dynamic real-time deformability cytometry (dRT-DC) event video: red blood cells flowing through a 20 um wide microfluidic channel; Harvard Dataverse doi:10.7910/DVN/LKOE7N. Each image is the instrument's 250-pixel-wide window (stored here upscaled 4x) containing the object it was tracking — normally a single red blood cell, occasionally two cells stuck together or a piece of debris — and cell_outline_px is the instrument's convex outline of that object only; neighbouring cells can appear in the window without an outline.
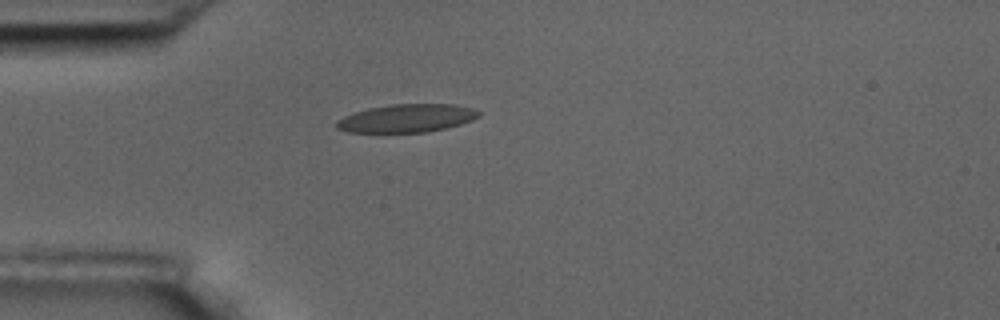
{"species": "common noctule bat (a hibernating species)", "species_latin": "Nyctalus noctula", "temperature_condition": "room temperature", "stored_images_in_passage": 1, "camera_frame_rate_fps": 3000, "um_per_image_px": 0.085, "animal": {"sex": "male", "body_mass_g": 17.5, "forearm_length_mm": 52.3}, "frame": {"image": 1, "passage_image": 1, "time_ms": 0.0, "image_size_px": [1000, 320], "cell_outline_px": [[480, 116], [472, 120], [460, 124], [444, 128], [424, 132], [348, 132], [336, 128], [336, 120], [344, 116], [368, 108], [392, 104], [456, 104], [472, 108], [480, 112]], "centroid_in_image_um": [34.57, 10.04], "position_along_channel_um": 50.4, "area_um2": 23.18}}